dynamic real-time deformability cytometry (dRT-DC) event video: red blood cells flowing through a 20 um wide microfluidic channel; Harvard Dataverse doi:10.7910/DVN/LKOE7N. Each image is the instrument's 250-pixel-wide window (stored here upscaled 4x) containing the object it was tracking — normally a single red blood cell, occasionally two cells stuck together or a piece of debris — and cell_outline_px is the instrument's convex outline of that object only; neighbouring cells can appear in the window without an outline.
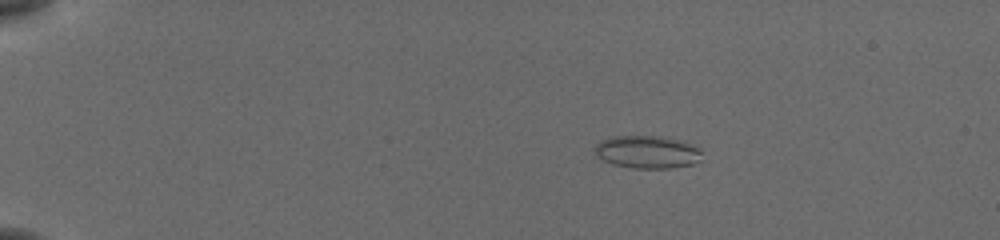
{"species": "common noctule bat (a hibernating species)", "species_latin": "Nyctalus noctula", "temperature_condition": "cold", "stored_images_in_passage": 55, "camera_frame_rate_fps": 3000, "um_per_image_px": 0.085, "animal": {"sex": "female", "body_mass_g": 19.5, "forearm_length_mm": 54.1}, "frame": {"image": 1, "passage_image": 11, "time_ms": 3.333, "image_size_px": [1000, 240], "cell_outline_px": [[700, 160], [692, 164], [668, 168], [636, 168], [616, 164], [604, 160], [596, 156], [596, 144], [600, 140], [612, 136], [660, 136], [676, 140], [688, 144], [696, 148], [700, 152]], "centroid_in_image_um": [54.97, 12.91], "position_along_channel_um": 30.0, "area_um2": 19.88}}
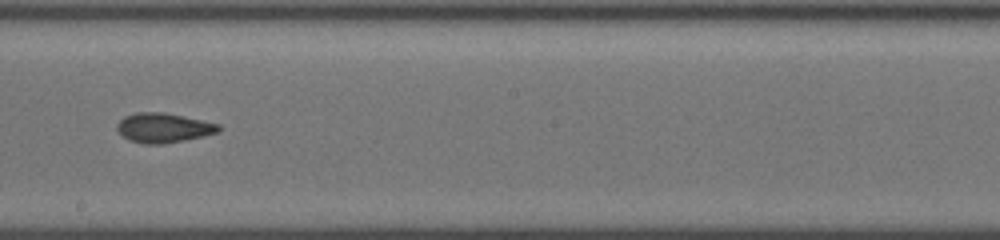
{"frame": {"image": 2, "passage_image": 34, "time_ms": 11.0, "image_size_px": [1000, 240], "cell_outline_px": [[220, 128], [216, 132], [184, 140], [160, 144], [144, 144], [128, 140], [116, 128], [116, 124], [124, 116], [136, 112], [164, 112], [184, 116], [220, 124]], "centroid_in_image_um": [13.85, 10.85], "position_along_channel_um": 234.4, "area_um2": 17.34}}
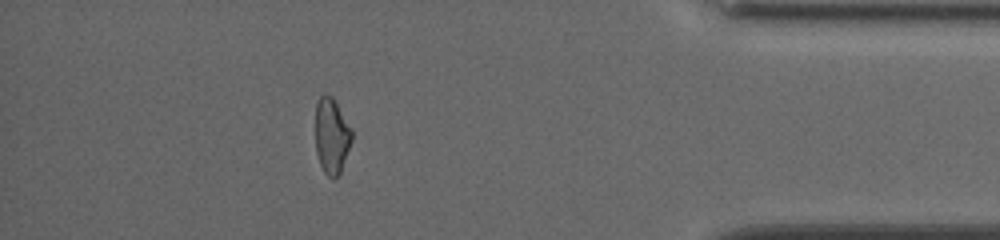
{"frame": {"image": 3, "passage_image": 50, "time_ms": 16.333, "image_size_px": [1000, 240], "cell_outline_px": [[352, 140], [340, 172], [332, 180], [324, 172], [320, 164], [316, 152], [316, 104], [320, 96], [324, 92], [332, 96], [336, 100], [352, 128]], "centroid_in_image_um": [28.2, 11.5], "position_along_channel_um": 407.0, "area_um2": 16.24}, "authors_computed_cell_mechanics": {"area_um2": 17.5134, "velocity_mm_per_s": 3.8484, "shape_relaxation_time_tau1_ms": 6.9978, "shape_relaxation_time_tau2_ms": 3.9967, "deformation_change_tau1": 0.157, "deformation_change_tau2": 0.0972}}